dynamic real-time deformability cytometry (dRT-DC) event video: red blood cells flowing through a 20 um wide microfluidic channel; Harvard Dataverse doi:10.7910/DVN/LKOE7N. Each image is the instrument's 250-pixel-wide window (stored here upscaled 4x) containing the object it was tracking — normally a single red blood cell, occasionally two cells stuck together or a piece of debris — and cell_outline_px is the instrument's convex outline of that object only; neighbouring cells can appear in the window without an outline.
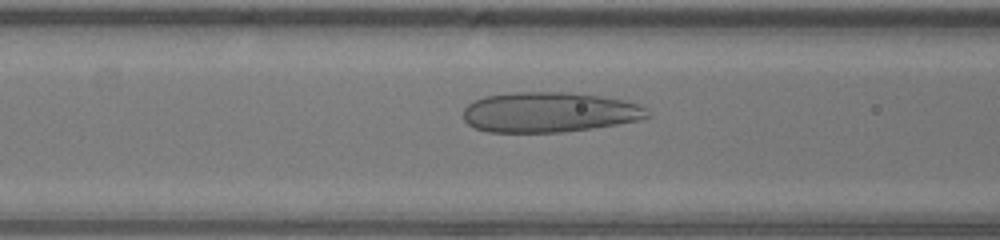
{"species": "human", "species_latin": "Homo sapiens", "temperature_condition": "warm", "stored_images_in_passage": 47, "camera_frame_rate_fps": 3000, "um_per_image_px": 0.085, "donor": {"sex": "male"}, "frame": {"image": 1, "passage_image": 18, "time_ms": 5.667, "image_size_px": [1000, 240], "cell_outline_px": [[652, 116], [640, 120], [592, 128], [564, 132], [488, 132], [476, 128], [468, 124], [464, 120], [464, 108], [468, 104], [484, 96], [512, 92], [564, 92], [600, 96], [628, 100], [648, 108]], "centroid_in_image_um": [46.73, 9.53], "position_along_channel_um": 119.9, "area_um2": 43.35}}
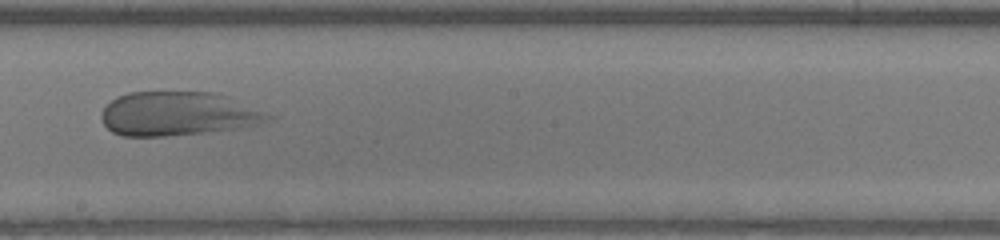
{"frame": {"image": 2, "passage_image": 26, "time_ms": 8.333, "image_size_px": [1000, 240], "cell_outline_px": [[276, 116], [256, 124], [236, 128], [164, 136], [124, 136], [112, 132], [104, 124], [100, 116], [104, 108], [116, 96], [128, 92], [216, 92], [228, 96]], "centroid_in_image_um": [15.09, 9.65], "position_along_channel_um": 233.1, "area_um2": 42.37}}
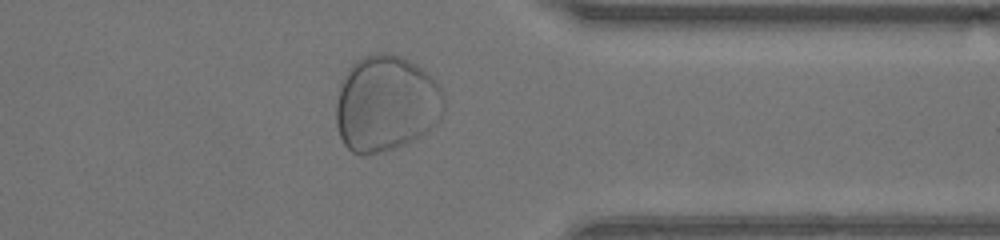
{"frame": {"image": 3, "passage_image": 37, "time_ms": 12.0, "image_size_px": [1000, 240], "cell_outline_px": [[444, 108], [440, 120], [436, 124], [420, 136], [408, 144], [380, 152], [360, 156], [352, 152], [344, 144], [340, 136], [336, 124], [336, 104], [340, 80], [348, 68], [356, 60], [364, 56], [376, 52], [384, 52], [400, 56], [416, 64], [436, 80], [444, 96]], "centroid_in_image_um": [32.8, 8.8], "position_along_channel_um": 378.6, "area_um2": 61.09}}